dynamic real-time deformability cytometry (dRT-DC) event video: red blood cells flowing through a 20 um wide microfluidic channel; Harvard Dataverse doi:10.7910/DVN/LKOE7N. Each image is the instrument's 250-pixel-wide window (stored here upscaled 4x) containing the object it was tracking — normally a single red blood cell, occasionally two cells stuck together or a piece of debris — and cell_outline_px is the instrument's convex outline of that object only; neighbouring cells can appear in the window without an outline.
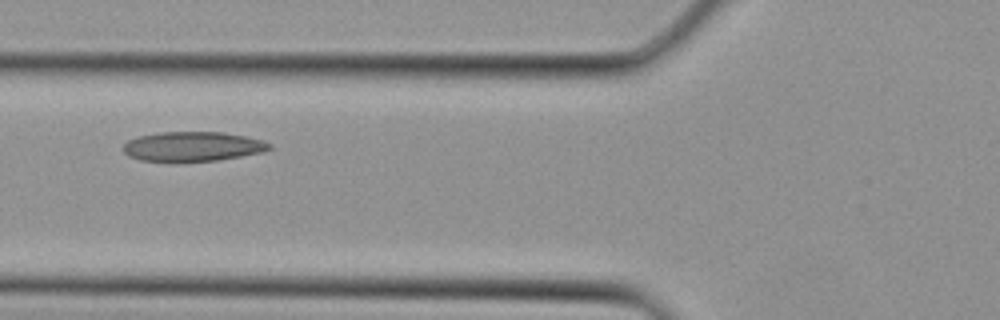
{"species": "Egyptian fruit bat (a non-hibernating species)", "species_latin": "Rousettus aegyptiacus", "temperature_condition": "cold", "stored_images_in_passage": 3, "camera_frame_rate_fps": 3000, "um_per_image_px": 0.085, "animal": {"sex": "female"}, "frame": {"image": 1, "passage_image": 3, "time_ms": 0.667, "image_size_px": [1000, 320], "cell_outline_px": [[272, 148], [264, 152], [220, 160], [140, 160], [128, 156], [124, 152], [124, 144], [128, 140], [140, 136], [160, 132], [224, 132], [264, 140], [272, 144]], "centroid_in_image_um": [16.44, 12.43], "position_along_channel_um": 109.4, "area_um2": 24.91}}